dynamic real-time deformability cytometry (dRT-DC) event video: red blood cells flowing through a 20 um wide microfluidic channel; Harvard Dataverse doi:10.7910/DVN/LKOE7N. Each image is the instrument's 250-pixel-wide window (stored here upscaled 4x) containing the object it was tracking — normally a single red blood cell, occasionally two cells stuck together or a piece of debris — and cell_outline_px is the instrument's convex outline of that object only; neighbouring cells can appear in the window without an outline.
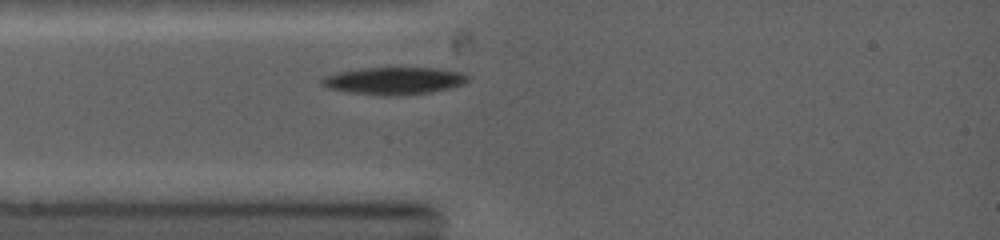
{"species": "common noctule bat (a hibernating species)", "species_latin": "Nyctalus noctula", "temperature_condition": "warm", "stored_images_in_passage": 2, "camera_frame_rate_fps": 5000, "um_per_image_px": 0.085, "animal": {"sex": "female", "body_mass_g": 19.0, "forearm_length_mm": 53.3}, "frame": {"image": 1, "passage_image": 2, "time_ms": 1.0, "image_size_px": [1000, 240], "cell_outline_px": [[472, 76], [464, 84], [432, 92], [400, 96], [380, 96], [348, 92], [328, 88], [320, 84], [320, 80], [336, 72], [360, 68], [440, 68], [464, 72]], "centroid_in_image_um": [33.54, 6.87], "position_along_channel_um": 51.5, "area_um2": 23.64}}